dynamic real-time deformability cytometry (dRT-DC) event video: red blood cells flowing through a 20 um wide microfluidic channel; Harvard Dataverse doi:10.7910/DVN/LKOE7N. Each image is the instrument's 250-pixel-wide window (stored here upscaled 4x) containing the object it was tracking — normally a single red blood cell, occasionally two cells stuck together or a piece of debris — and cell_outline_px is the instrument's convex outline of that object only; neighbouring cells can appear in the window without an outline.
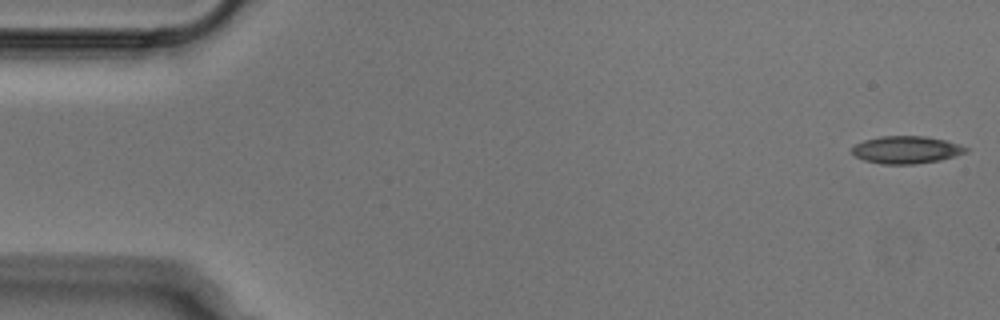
{"species": "Egyptian fruit bat (a non-hibernating species)", "species_latin": "Rousettus aegyptiacus", "temperature_condition": "cold", "stored_images_in_passage": 51, "camera_frame_rate_fps": 3000, "um_per_image_px": 0.085, "animal": {"sex": "male"}, "frame": {"image": 1, "passage_image": 1, "time_ms": 0.0, "image_size_px": [1000, 320], "cell_outline_px": [[968, 152], [956, 156], [940, 160], [912, 164], [880, 164], [864, 160], [856, 156], [852, 152], [852, 148], [856, 144], [864, 140], [880, 136], [924, 136], [944, 140], [968, 148]], "centroid_in_image_um": [77.03, 12.73], "position_along_channel_um": 8.0, "area_um2": 18.09}}
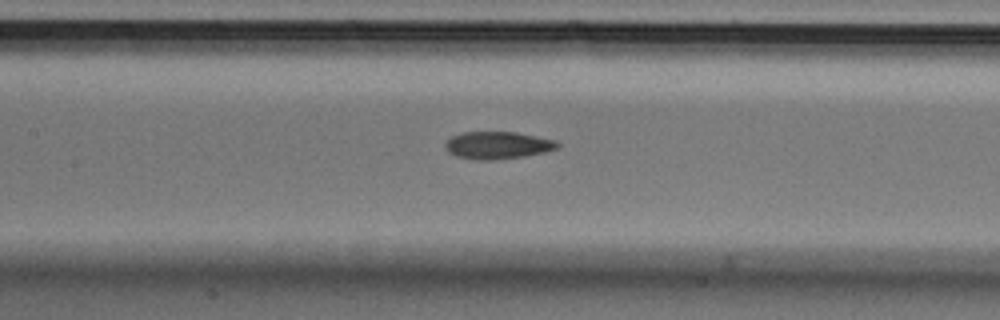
{"frame": {"image": 2, "passage_image": 23, "time_ms": 7.333, "image_size_px": [1000, 320], "cell_outline_px": [[560, 148], [544, 152], [524, 156], [492, 160], [480, 160], [456, 156], [448, 152], [444, 148], [444, 144], [452, 136], [460, 132], [516, 132], [556, 140], [560, 144]], "centroid_in_image_um": [42.3, 12.34], "position_along_channel_um": 165.1, "area_um2": 17.98}}
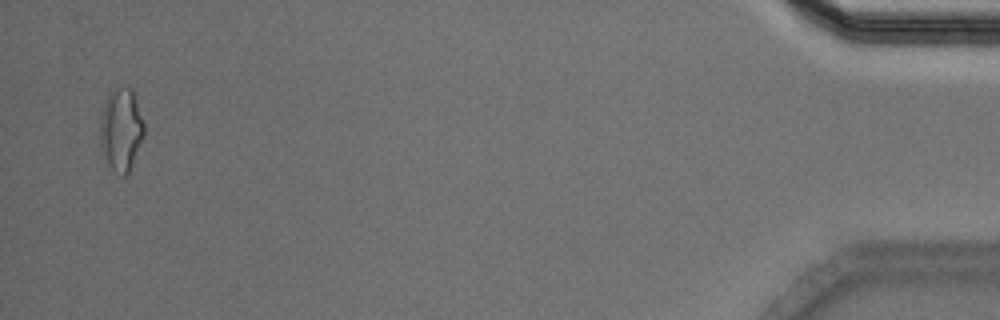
{"frame": {"image": 3, "passage_image": 50, "time_ms": 16.333, "image_size_px": [1000, 320], "cell_outline_px": [[144, 136], [132, 164], [128, 172], [124, 176], [120, 176], [108, 164], [100, 144], [100, 112], [108, 96], [112, 92], [120, 88], [132, 88], [144, 124]], "centroid_in_image_um": [10.29, 11.03], "position_along_channel_um": 424.9, "area_um2": 20.87}}